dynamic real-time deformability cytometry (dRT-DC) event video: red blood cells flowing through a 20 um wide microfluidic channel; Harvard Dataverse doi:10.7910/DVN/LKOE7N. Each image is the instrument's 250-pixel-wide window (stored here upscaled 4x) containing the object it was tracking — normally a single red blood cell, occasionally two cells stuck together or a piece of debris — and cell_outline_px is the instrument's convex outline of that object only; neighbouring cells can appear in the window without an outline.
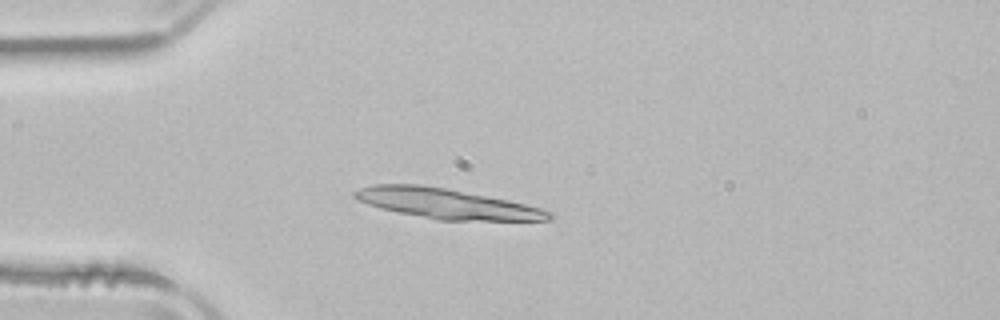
{"species": "common noctule bat (a hibernating species)", "species_latin": "Nyctalus noctula", "temperature_condition": "room temperature", "stored_images_in_passage": 2, "camera_frame_rate_fps": 3000, "um_per_image_px": 0.085, "animal": {"sex": "male", "body_mass_g": 21.5, "forearm_length_mm": 52.0}, "frame": {"image": 1, "passage_image": 2, "time_ms": 0.333, "image_size_px": [1000, 320], "cell_outline_px": [[556, 216], [552, 220], [440, 220], [380, 208], [368, 204], [352, 196], [352, 192], [360, 188], [372, 184], [420, 184], [444, 188], [508, 200], [540, 208], [552, 212]], "centroid_in_image_um": [37.96, 17.3], "position_along_channel_um": 47.0, "area_um2": 33.64}}